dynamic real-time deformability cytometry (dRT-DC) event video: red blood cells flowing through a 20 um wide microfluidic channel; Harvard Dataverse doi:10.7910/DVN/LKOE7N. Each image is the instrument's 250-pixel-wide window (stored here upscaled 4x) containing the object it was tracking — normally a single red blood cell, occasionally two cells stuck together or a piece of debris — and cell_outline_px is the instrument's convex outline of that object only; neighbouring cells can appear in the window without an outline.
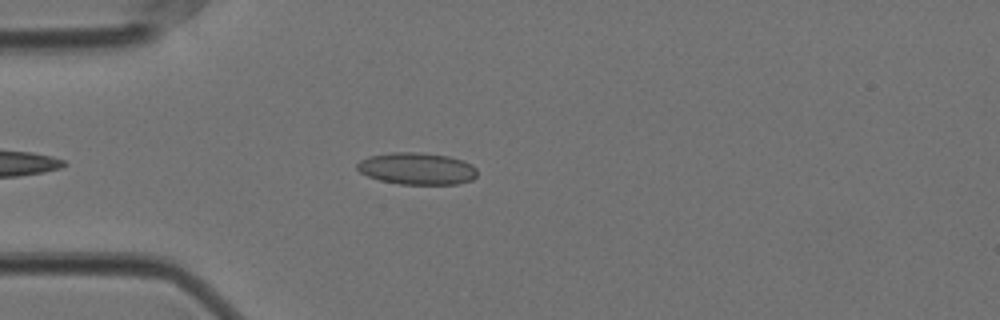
{"species": "Egyptian fruit bat (a non-hibernating species)", "species_latin": "Rousettus aegyptiacus", "temperature_condition": "cold", "stored_images_in_passage": 43, "camera_frame_rate_fps": 3000, "um_per_image_px": 0.085, "animal": {"sex": "female"}, "frame": {"image": 1, "passage_image": 7, "time_ms": 2.0, "image_size_px": [1000, 320], "cell_outline_px": [[476, 176], [472, 180], [456, 184], [400, 184], [380, 180], [368, 176], [360, 172], [356, 168], [356, 164], [360, 160], [368, 156], [392, 152], [420, 152], [448, 156], [464, 160], [472, 164], [476, 168]], "centroid_in_image_um": [35.44, 14.32], "position_along_channel_um": 49.6, "area_um2": 22.48}}
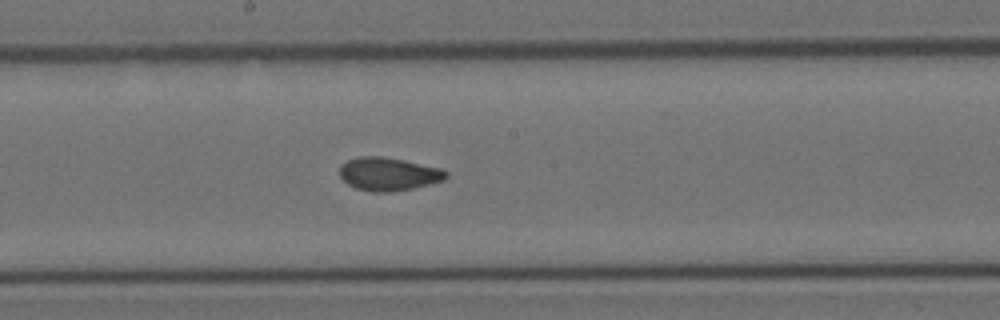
{"frame": {"image": 2, "passage_image": 22, "time_ms": 7.0, "image_size_px": [1000, 320], "cell_outline_px": [[448, 176], [444, 180], [412, 188], [392, 192], [372, 192], [356, 188], [348, 184], [340, 176], [340, 164], [356, 156], [384, 156], [404, 160], [440, 168], [448, 172]], "centroid_in_image_um": [33.0, 14.78], "position_along_channel_um": 215.2, "area_um2": 20.63}}
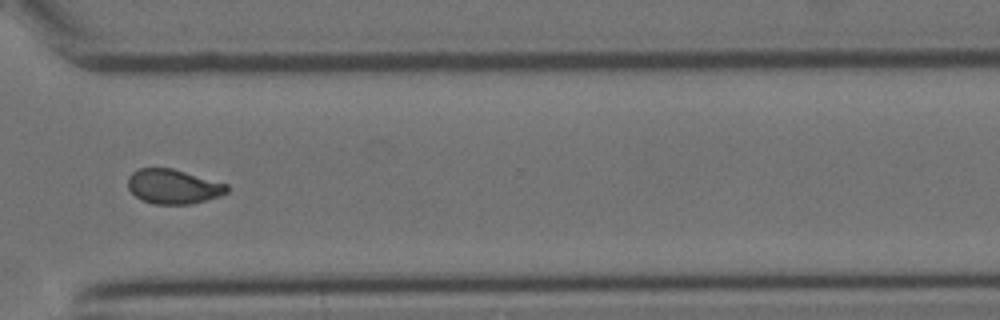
{"frame": {"image": 3, "passage_image": 34, "time_ms": 11.0, "image_size_px": [1000, 320], "cell_outline_px": [[228, 192], [220, 196], [188, 204], [156, 204], [144, 200], [136, 196], [128, 188], [128, 176], [132, 172], [140, 168], [172, 168], [228, 184]], "centroid_in_image_um": [14.73, 15.84], "position_along_channel_um": 355.9, "area_um2": 19.77}, "authors_computed_cell_mechanics": {"area_um2": 20.5768, "velocity_mm_per_s": 3.5214, "shape_relaxation_time_tau1_ms": 11.3676, "shape_relaxation_time_tau2_ms": 1.0775, "deformation_change_tau1": 0.1869, "deformation_change_tau2": 0.0657}}